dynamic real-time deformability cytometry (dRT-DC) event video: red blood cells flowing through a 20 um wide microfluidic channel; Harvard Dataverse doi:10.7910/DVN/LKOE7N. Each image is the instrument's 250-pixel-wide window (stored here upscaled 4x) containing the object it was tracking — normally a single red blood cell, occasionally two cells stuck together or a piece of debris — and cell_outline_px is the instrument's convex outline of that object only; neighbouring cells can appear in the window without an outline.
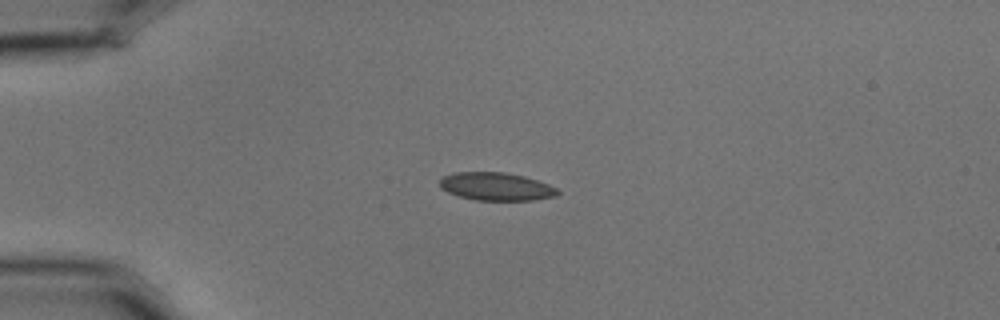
{"species": "common noctule bat (a hibernating species)", "species_latin": "Nyctalus noctula", "temperature_condition": "cold", "stored_images_in_passage": 36, "camera_frame_rate_fps": 3000, "um_per_image_px": 0.085, "animal": {"sex": "male", "body_mass_g": 15.6}, "frame": {"image": 1, "passage_image": 1, "time_ms": 0.0, "image_size_px": [1000, 320], "cell_outline_px": [[560, 192], [556, 196], [532, 200], [476, 200], [460, 196], [448, 192], [440, 188], [440, 180], [444, 176], [452, 172], [504, 172], [524, 176], [548, 184], [556, 188]], "centroid_in_image_um": [42.16, 15.85], "position_along_channel_um": 42.8, "area_um2": 19.13}}
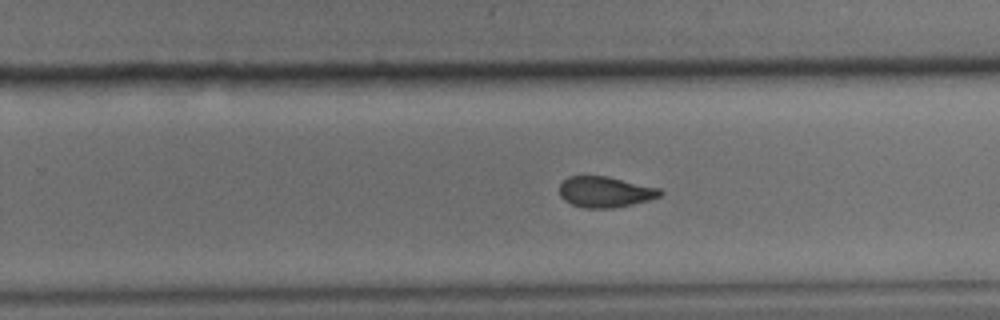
{"frame": {"image": 2, "passage_image": 23, "time_ms": 7.333, "image_size_px": [1000, 320], "cell_outline_px": [[664, 192], [660, 196], [648, 200], [632, 204], [612, 208], [584, 208], [572, 204], [564, 200], [560, 196], [560, 184], [568, 176], [608, 176], [660, 188]], "centroid_in_image_um": [51.44, 16.31], "position_along_channel_um": 278.4, "area_um2": 18.09}}
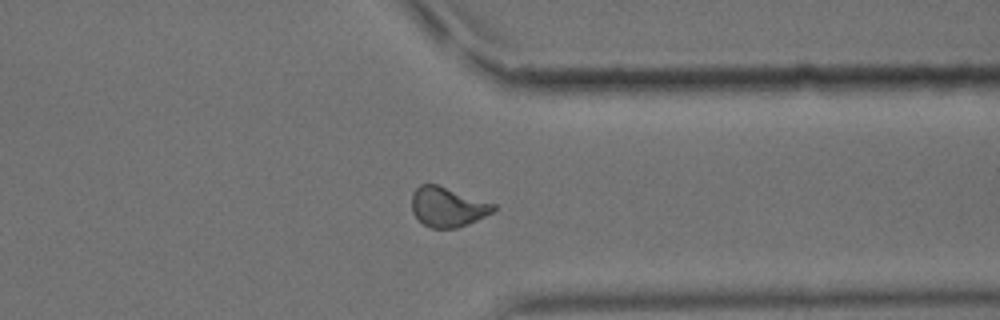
{"frame": {"image": 3, "passage_image": 31, "time_ms": 10.0, "image_size_px": [1000, 320], "cell_outline_px": [[496, 208], [492, 212], [468, 224], [456, 228], [432, 228], [424, 224], [412, 212], [412, 192], [420, 184], [436, 184], [496, 204]], "centroid_in_image_um": [38.03, 17.58], "position_along_channel_um": 373.4, "area_um2": 18.73}, "authors_computed_cell_mechanics": {"area_um2": 19.0451, "velocity_mm_per_s": 3.5874, "shape_relaxation_time_tau1_ms": null, "shape_relaxation_time_tau2_ms": 2.6748, "deformation_change_tau1": null, "deformation_change_tau2": 0.0467}}